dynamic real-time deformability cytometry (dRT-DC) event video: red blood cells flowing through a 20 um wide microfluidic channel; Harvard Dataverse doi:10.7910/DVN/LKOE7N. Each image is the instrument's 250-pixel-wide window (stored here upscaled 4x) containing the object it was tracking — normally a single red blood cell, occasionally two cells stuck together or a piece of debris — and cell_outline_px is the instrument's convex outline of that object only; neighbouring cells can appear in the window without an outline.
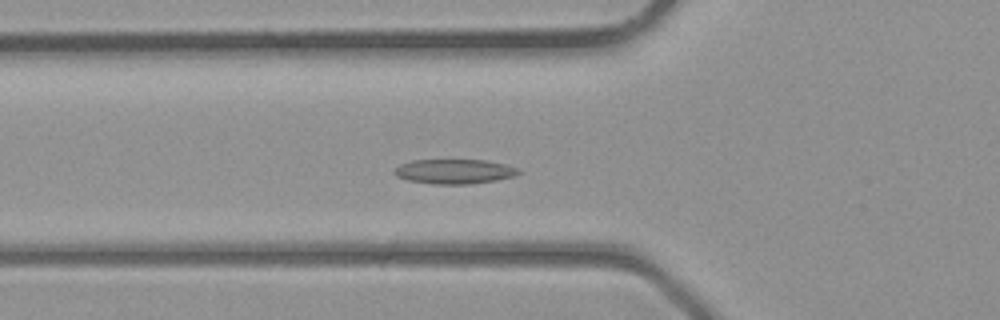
{"species": "common noctule bat (a hibernating species)", "species_latin": "Nyctalus noctula", "temperature_condition": "room temperature", "stored_images_in_passage": 40, "camera_frame_rate_fps": 3000, "um_per_image_px": 0.085, "animal": {"sex": "male", "body_mass_g": 23.1, "forearm_length_mm": 52.7}, "frame": {"image": 1, "passage_image": 14, "time_ms": 4.333, "image_size_px": [1000, 320], "cell_outline_px": [[520, 172], [512, 176], [496, 180], [468, 184], [432, 184], [408, 180], [396, 176], [392, 172], [400, 164], [412, 160], [484, 160], [504, 164], [516, 168]], "centroid_in_image_um": [38.56, 14.57], "position_along_channel_um": 87.2, "area_um2": 17.63}}
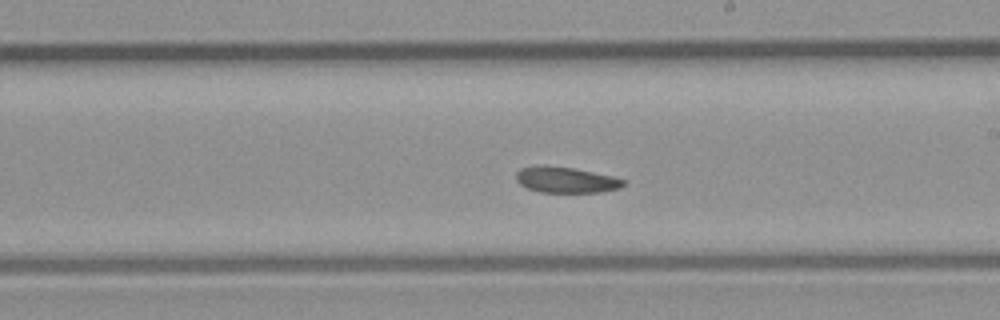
{"frame": {"image": 2, "passage_image": 23, "time_ms": 7.333, "image_size_px": [1000, 320], "cell_outline_px": [[624, 184], [620, 188], [600, 192], [540, 192], [528, 188], [520, 184], [516, 180], [516, 172], [520, 168], [544, 164], [572, 168], [612, 176], [624, 180]], "centroid_in_image_um": [48.06, 15.28], "position_along_channel_um": 240.9, "area_um2": 16.13}}
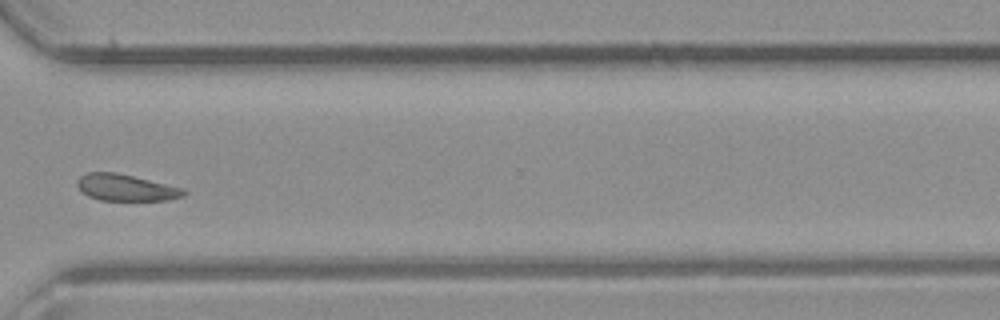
{"frame": {"image": 3, "passage_image": 30, "time_ms": 9.667, "image_size_px": [1000, 320], "cell_outline_px": [[188, 192], [184, 196], [168, 200], [100, 200], [88, 196], [76, 184], [76, 180], [80, 176], [88, 172], [116, 172], [184, 188]], "centroid_in_image_um": [10.72, 15.94], "position_along_channel_um": 359.9, "area_um2": 16.47}}